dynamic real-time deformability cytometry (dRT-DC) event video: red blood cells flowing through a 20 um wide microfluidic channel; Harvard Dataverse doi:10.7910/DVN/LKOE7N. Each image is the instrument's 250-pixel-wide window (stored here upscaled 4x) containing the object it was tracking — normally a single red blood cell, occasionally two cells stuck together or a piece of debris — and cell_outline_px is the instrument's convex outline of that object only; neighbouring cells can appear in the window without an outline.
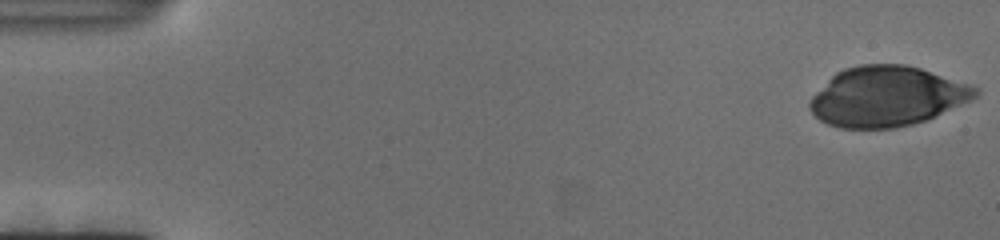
{"species": "human", "species_latin": "Homo sapiens", "temperature_condition": "cold", "stored_images_in_passage": 124, "camera_frame_rate_fps": 3000, "um_per_image_px": 0.085, "donor": {"sex": "female"}, "frame": {"image": 1, "passage_image": 1, "time_ms": 0.0, "image_size_px": [1000, 240], "cell_outline_px": [[980, 92], [976, 96], [968, 100], [924, 120], [912, 124], [892, 128], [840, 128], [828, 124], [820, 120], [808, 108], [808, 104], [812, 96], [836, 72], [844, 68], [860, 64], [904, 64], [920, 68], [968, 84], [976, 88]], "centroid_in_image_um": [75.32, 8.18], "position_along_channel_um": 9.7, "area_um2": 57.05}}